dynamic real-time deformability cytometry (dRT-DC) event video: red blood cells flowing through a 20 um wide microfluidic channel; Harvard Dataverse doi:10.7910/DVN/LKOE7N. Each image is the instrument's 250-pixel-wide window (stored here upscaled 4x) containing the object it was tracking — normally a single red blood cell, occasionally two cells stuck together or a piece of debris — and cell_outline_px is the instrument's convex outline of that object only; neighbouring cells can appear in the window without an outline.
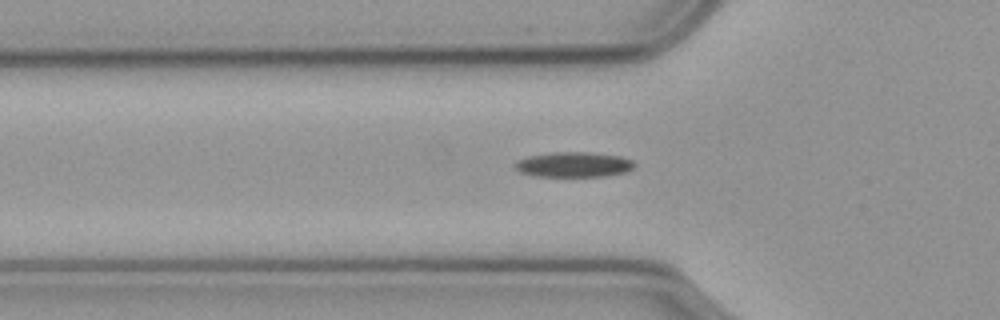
{"species": "common noctule bat (a hibernating species)", "species_latin": "Nyctalus noctula", "temperature_condition": "cold", "stored_images_in_passage": 49, "camera_frame_rate_fps": 3000, "um_per_image_px": 0.085, "animal": {"sex": "male", "body_mass_g": 23.1, "forearm_length_mm": 52.7}, "frame": {"image": 1, "passage_image": 10, "time_ms": 3.0, "image_size_px": [1000, 320], "cell_outline_px": [[632, 168], [624, 172], [604, 176], [540, 176], [520, 172], [516, 168], [516, 160], [528, 156], [552, 152], [588, 152], [620, 156], [632, 160]], "centroid_in_image_um": [48.73, 13.98], "position_along_channel_um": 77.1, "area_um2": 17.17}}
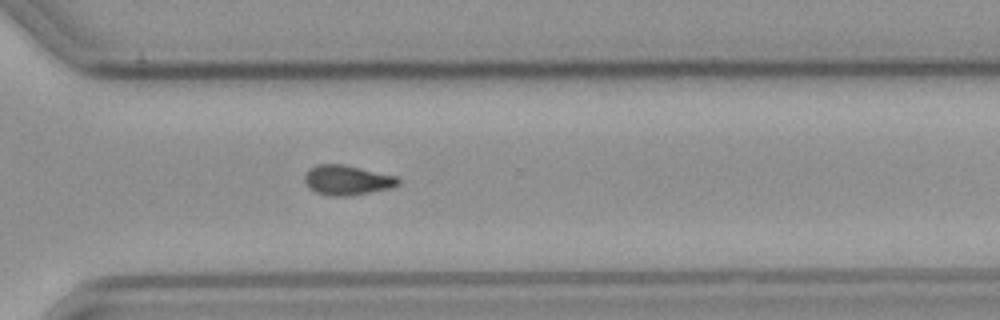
{"frame": {"image": 2, "passage_image": 32, "time_ms": 10.333, "image_size_px": [1000, 320], "cell_outline_px": [[400, 184], [388, 188], [348, 196], [332, 196], [316, 192], [308, 188], [304, 180], [304, 176], [316, 164], [344, 164], [396, 176], [400, 180]], "centroid_in_image_um": [29.49, 15.3], "position_along_channel_um": 341.1, "area_um2": 16.07}}
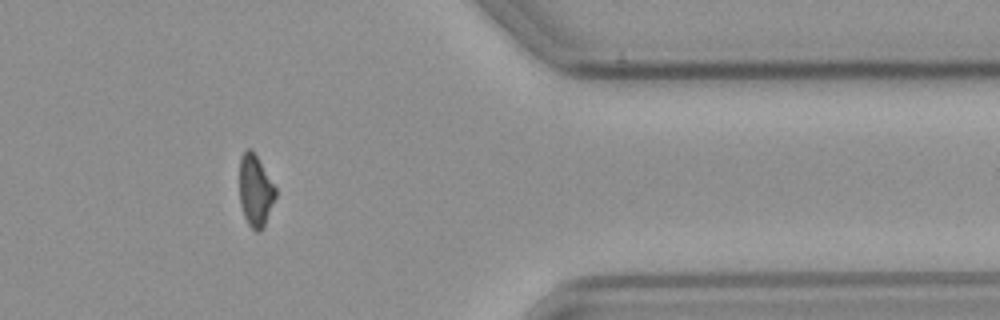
{"frame": {"image": 3, "passage_image": 38, "time_ms": 12.333, "image_size_px": [1000, 320], "cell_outline_px": [[276, 196], [264, 228], [260, 232], [256, 232], [248, 224], [244, 216], [240, 204], [240, 156], [248, 148], [252, 148], [276, 188]], "centroid_in_image_um": [21.71, 16.22], "position_along_channel_um": 389.7, "area_um2": 15.14}, "authors_computed_cell_mechanics": {"area_um2": 16.1262, "velocity_mm_per_s": 3.5824, "shape_relaxation_time_tau1_ms": 4.4954, "shape_relaxation_time_tau2_ms": null, "deformation_change_tau1": 0.136, "deformation_change_tau2": null}}